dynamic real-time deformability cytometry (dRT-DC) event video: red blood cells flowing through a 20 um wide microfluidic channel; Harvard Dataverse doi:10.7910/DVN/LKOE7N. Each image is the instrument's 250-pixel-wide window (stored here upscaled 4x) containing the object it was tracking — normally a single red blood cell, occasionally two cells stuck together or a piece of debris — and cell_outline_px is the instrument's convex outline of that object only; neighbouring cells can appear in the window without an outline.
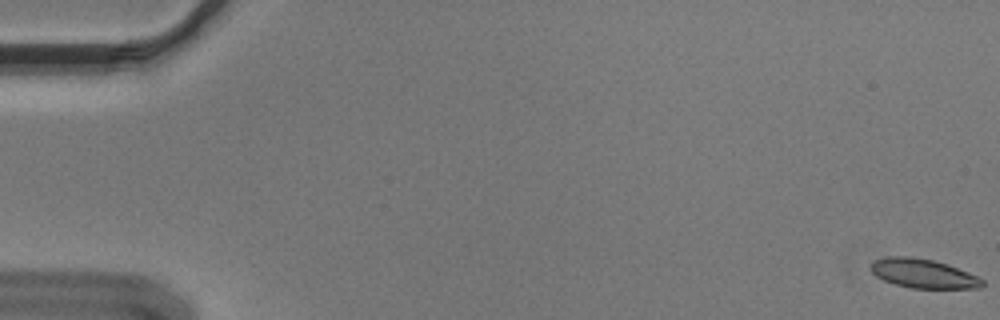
{"species": "Egyptian fruit bat (a non-hibernating species)", "species_latin": "Rousettus aegyptiacus", "temperature_condition": "cold", "stored_images_in_passage": 56, "camera_frame_rate_fps": 3000, "um_per_image_px": 0.085, "animal": {"sex": "male"}, "frame": {"image": 1, "passage_image": 1, "time_ms": 0.0, "image_size_px": [1000, 320], "cell_outline_px": [[984, 284], [980, 288], [912, 288], [896, 284], [884, 280], [876, 276], [868, 268], [868, 264], [872, 260], [888, 256], [908, 256], [932, 260], [948, 264], [968, 272], [984, 280]], "centroid_in_image_um": [78.42, 23.23], "position_along_channel_um": 6.6, "area_um2": 19.02}}
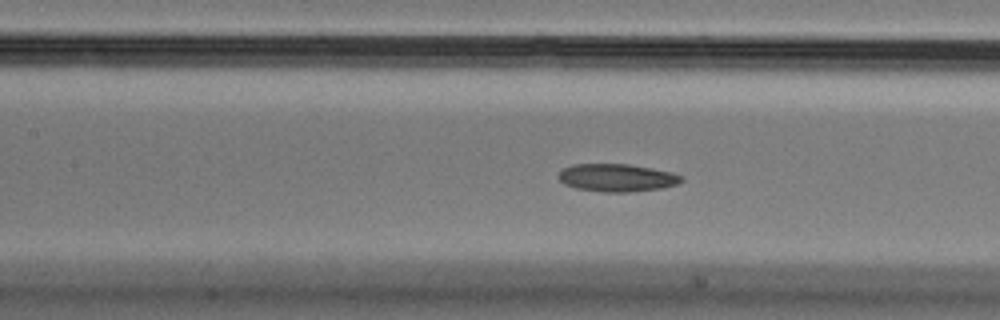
{"frame": {"image": 2, "passage_image": 26, "time_ms": 8.333, "image_size_px": [1000, 320], "cell_outline_px": [[684, 180], [680, 184], [660, 188], [628, 192], [604, 192], [576, 188], [564, 184], [556, 176], [564, 168], [572, 164], [628, 164], [652, 168], [672, 172], [684, 176]], "centroid_in_image_um": [52.46, 15.1], "position_along_channel_um": 154.9, "area_um2": 20.0}}
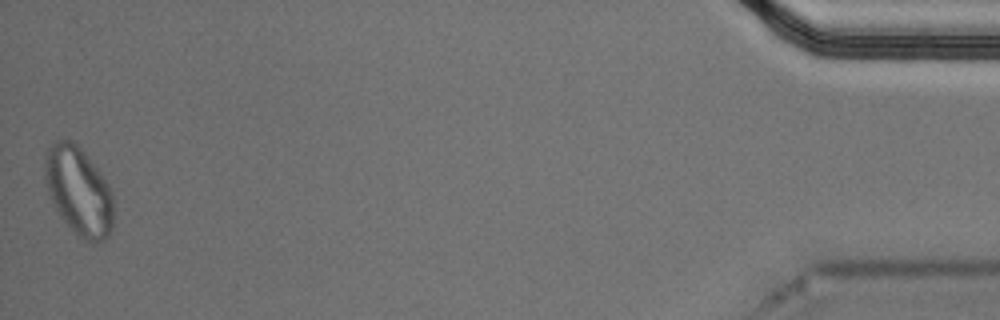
{"frame": {"image": 3, "passage_image": 56, "time_ms": 18.333, "image_size_px": [1000, 320], "cell_outline_px": [[112, 228], [108, 236], [104, 240], [84, 240], [60, 216], [48, 192], [44, 176], [44, 156], [52, 140], [68, 136], [84, 152], [108, 184], [112, 192]], "centroid_in_image_um": [6.65, 16.15], "position_along_channel_um": 428.6, "area_um2": 35.08}, "authors_computed_cell_mechanics": {"area_um2": 20.0277, "velocity_mm_per_s": 3.619, "shape_relaxation_time_tau1_ms": null, "shape_relaxation_time_tau2_ms": 9.407, "deformation_change_tau1": null, "deformation_change_tau2": 0.1723}}